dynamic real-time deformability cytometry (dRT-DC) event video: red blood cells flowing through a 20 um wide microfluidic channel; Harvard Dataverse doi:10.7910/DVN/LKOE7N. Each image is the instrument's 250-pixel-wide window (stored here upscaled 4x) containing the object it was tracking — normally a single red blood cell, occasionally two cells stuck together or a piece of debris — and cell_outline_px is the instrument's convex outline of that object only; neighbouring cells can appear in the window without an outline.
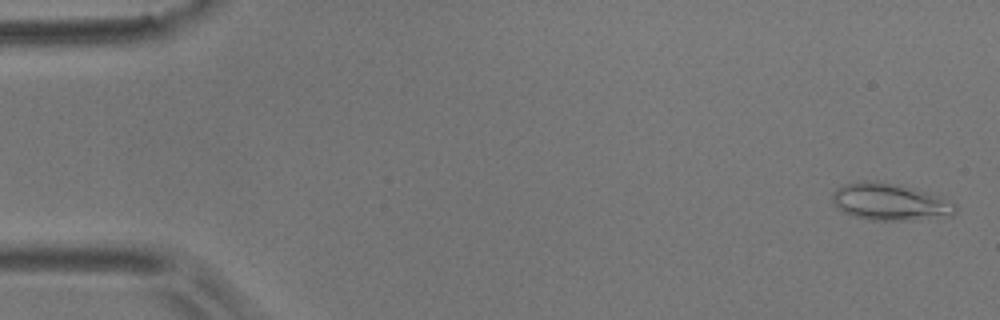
{"species": "common noctule bat (a hibernating species)", "species_latin": "Nyctalus noctula", "temperature_condition": "room temperature", "stored_images_in_passage": 54, "camera_frame_rate_fps": 3000, "um_per_image_px": 0.085, "animal": {"sex": "male", "body_mass_g": 17.9}, "frame": {"image": 1, "passage_image": 2, "time_ms": 0.333, "image_size_px": [1000, 320], "cell_outline_px": [[956, 212], [952, 216], [908, 220], [868, 220], [844, 212], [832, 200], [832, 192], [836, 188], [844, 184], [864, 180], [876, 180], [896, 184], [912, 188], [940, 196], [956, 204]], "centroid_in_image_um": [75.65, 17.15], "position_along_channel_um": 9.3, "area_um2": 26.47}}
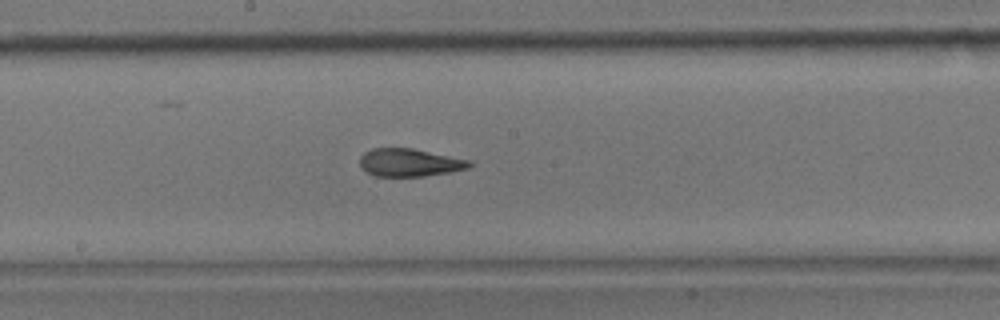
{"frame": {"image": 2, "passage_image": 29, "time_ms": 9.333, "image_size_px": [1000, 320], "cell_outline_px": [[472, 164], [468, 168], [448, 172], [424, 176], [372, 176], [360, 168], [360, 156], [364, 152], [372, 148], [412, 148], [472, 160]], "centroid_in_image_um": [34.78, 13.81], "position_along_channel_um": 213.4, "area_um2": 17.92}}
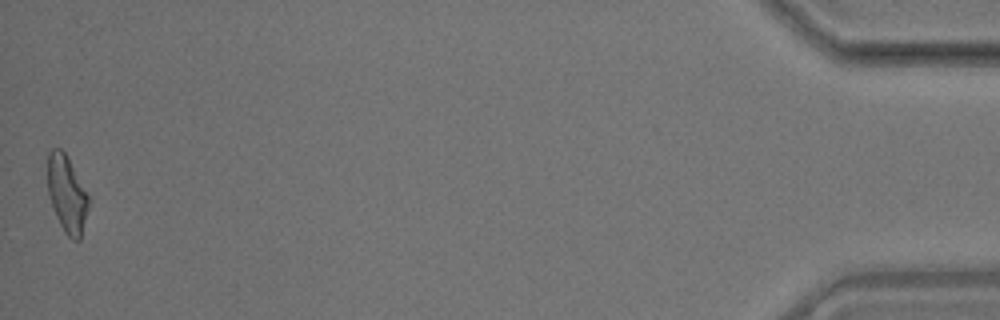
{"frame": {"image": 3, "passage_image": 54, "time_ms": 17.667, "image_size_px": [1000, 320], "cell_outline_px": [[88, 208], [80, 240], [72, 240], [64, 232], [52, 208], [48, 192], [48, 152], [52, 148], [60, 148], [64, 152], [88, 196]], "centroid_in_image_um": [5.66, 16.52], "position_along_channel_um": 429.5, "area_um2": 17.92}, "authors_computed_cell_mechanics": {"area_um2": 18.785, "velocity_mm_per_s": 3.7132, "shape_relaxation_time_tau1_ms": 7.6616, "shape_relaxation_time_tau2_ms": 1.8293, "deformation_change_tau1": 0.2129, "deformation_change_tau2": 0.0964}}